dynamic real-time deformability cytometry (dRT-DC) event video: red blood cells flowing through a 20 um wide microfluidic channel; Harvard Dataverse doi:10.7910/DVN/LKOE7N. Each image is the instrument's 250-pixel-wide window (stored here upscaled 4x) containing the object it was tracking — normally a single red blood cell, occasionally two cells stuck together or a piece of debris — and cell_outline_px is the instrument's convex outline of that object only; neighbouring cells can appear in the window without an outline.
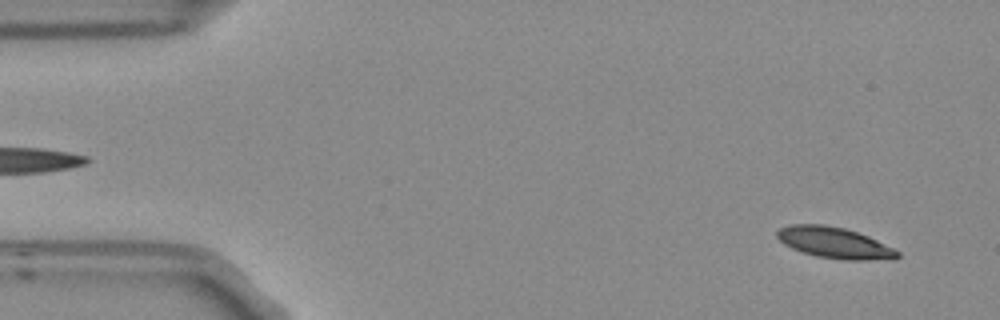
{"species": "Egyptian fruit bat (a non-hibernating species)", "species_latin": "Rousettus aegyptiacus", "temperature_condition": "room temperature", "stored_images_in_passage": 5, "segment_of_instrument_passage": [2, 2], "camera_frame_rate_fps": 3000, "um_per_image_px": 0.085, "frame": {"image": 1, "passage_image": 5, "time_ms": 1.333, "image_size_px": [1000, 320], "cell_outline_px": [[900, 256], [896, 260], [844, 260], [816, 256], [792, 248], [784, 244], [776, 236], [776, 232], [780, 228], [792, 224], [824, 224], [844, 228], [868, 236], [900, 252]], "centroid_in_image_um": [70.95, 20.64], "position_along_channel_um": 14.0, "area_um2": 21.79}}